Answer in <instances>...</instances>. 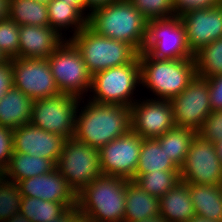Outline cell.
Returning <instances> with one entry per match:
<instances>
[{
    "label": "cell",
    "instance_id": "cell-1",
    "mask_svg": "<svg viewBox=\"0 0 222 222\" xmlns=\"http://www.w3.org/2000/svg\"><path fill=\"white\" fill-rule=\"evenodd\" d=\"M80 106L79 103L73 137L88 146L100 150L131 129L130 106L98 103L90 99Z\"/></svg>",
    "mask_w": 222,
    "mask_h": 222
},
{
    "label": "cell",
    "instance_id": "cell-2",
    "mask_svg": "<svg viewBox=\"0 0 222 222\" xmlns=\"http://www.w3.org/2000/svg\"><path fill=\"white\" fill-rule=\"evenodd\" d=\"M147 23L129 0L94 9L87 18V26L98 35L129 43L139 53L145 44Z\"/></svg>",
    "mask_w": 222,
    "mask_h": 222
},
{
    "label": "cell",
    "instance_id": "cell-3",
    "mask_svg": "<svg viewBox=\"0 0 222 222\" xmlns=\"http://www.w3.org/2000/svg\"><path fill=\"white\" fill-rule=\"evenodd\" d=\"M140 79L142 87L153 93L154 99L172 100L195 78L193 58L157 59L140 52ZM157 96V97H156Z\"/></svg>",
    "mask_w": 222,
    "mask_h": 222
},
{
    "label": "cell",
    "instance_id": "cell-4",
    "mask_svg": "<svg viewBox=\"0 0 222 222\" xmlns=\"http://www.w3.org/2000/svg\"><path fill=\"white\" fill-rule=\"evenodd\" d=\"M129 181L110 175L95 178L77 194L78 212L95 222H124Z\"/></svg>",
    "mask_w": 222,
    "mask_h": 222
},
{
    "label": "cell",
    "instance_id": "cell-5",
    "mask_svg": "<svg viewBox=\"0 0 222 222\" xmlns=\"http://www.w3.org/2000/svg\"><path fill=\"white\" fill-rule=\"evenodd\" d=\"M91 75L134 61L139 52L129 43L98 35L88 26L69 36Z\"/></svg>",
    "mask_w": 222,
    "mask_h": 222
},
{
    "label": "cell",
    "instance_id": "cell-6",
    "mask_svg": "<svg viewBox=\"0 0 222 222\" xmlns=\"http://www.w3.org/2000/svg\"><path fill=\"white\" fill-rule=\"evenodd\" d=\"M140 63L138 57L131 63L99 71L92 75L88 99L93 102L132 106L138 100L133 95L139 85Z\"/></svg>",
    "mask_w": 222,
    "mask_h": 222
},
{
    "label": "cell",
    "instance_id": "cell-7",
    "mask_svg": "<svg viewBox=\"0 0 222 222\" xmlns=\"http://www.w3.org/2000/svg\"><path fill=\"white\" fill-rule=\"evenodd\" d=\"M47 60L60 93L80 98L88 95L92 75L88 72L80 51L69 38Z\"/></svg>",
    "mask_w": 222,
    "mask_h": 222
},
{
    "label": "cell",
    "instance_id": "cell-8",
    "mask_svg": "<svg viewBox=\"0 0 222 222\" xmlns=\"http://www.w3.org/2000/svg\"><path fill=\"white\" fill-rule=\"evenodd\" d=\"M56 169L76 194L102 175L99 150L68 138L56 163Z\"/></svg>",
    "mask_w": 222,
    "mask_h": 222
},
{
    "label": "cell",
    "instance_id": "cell-9",
    "mask_svg": "<svg viewBox=\"0 0 222 222\" xmlns=\"http://www.w3.org/2000/svg\"><path fill=\"white\" fill-rule=\"evenodd\" d=\"M79 103L83 105L84 98L64 93L34 100L31 123L66 139L72 138L75 132V116Z\"/></svg>",
    "mask_w": 222,
    "mask_h": 222
},
{
    "label": "cell",
    "instance_id": "cell-10",
    "mask_svg": "<svg viewBox=\"0 0 222 222\" xmlns=\"http://www.w3.org/2000/svg\"><path fill=\"white\" fill-rule=\"evenodd\" d=\"M142 51L157 59L194 57L186 41L184 26L177 16L149 21Z\"/></svg>",
    "mask_w": 222,
    "mask_h": 222
},
{
    "label": "cell",
    "instance_id": "cell-11",
    "mask_svg": "<svg viewBox=\"0 0 222 222\" xmlns=\"http://www.w3.org/2000/svg\"><path fill=\"white\" fill-rule=\"evenodd\" d=\"M179 173L184 183L222 185V162L216 144L196 134Z\"/></svg>",
    "mask_w": 222,
    "mask_h": 222
},
{
    "label": "cell",
    "instance_id": "cell-12",
    "mask_svg": "<svg viewBox=\"0 0 222 222\" xmlns=\"http://www.w3.org/2000/svg\"><path fill=\"white\" fill-rule=\"evenodd\" d=\"M13 87L33 101L60 94L47 59L12 58Z\"/></svg>",
    "mask_w": 222,
    "mask_h": 222
},
{
    "label": "cell",
    "instance_id": "cell-13",
    "mask_svg": "<svg viewBox=\"0 0 222 222\" xmlns=\"http://www.w3.org/2000/svg\"><path fill=\"white\" fill-rule=\"evenodd\" d=\"M170 102L175 125L191 128L197 132L212 112L208 81L196 75L189 85Z\"/></svg>",
    "mask_w": 222,
    "mask_h": 222
},
{
    "label": "cell",
    "instance_id": "cell-14",
    "mask_svg": "<svg viewBox=\"0 0 222 222\" xmlns=\"http://www.w3.org/2000/svg\"><path fill=\"white\" fill-rule=\"evenodd\" d=\"M143 139L131 129L99 150L102 175L132 180L137 169Z\"/></svg>",
    "mask_w": 222,
    "mask_h": 222
},
{
    "label": "cell",
    "instance_id": "cell-15",
    "mask_svg": "<svg viewBox=\"0 0 222 222\" xmlns=\"http://www.w3.org/2000/svg\"><path fill=\"white\" fill-rule=\"evenodd\" d=\"M145 99L140 98L131 106L132 131L142 139H153L176 126L170 100L153 99V97Z\"/></svg>",
    "mask_w": 222,
    "mask_h": 222
},
{
    "label": "cell",
    "instance_id": "cell-16",
    "mask_svg": "<svg viewBox=\"0 0 222 222\" xmlns=\"http://www.w3.org/2000/svg\"><path fill=\"white\" fill-rule=\"evenodd\" d=\"M66 140L65 137L43 130L31 122L13 130L14 152L47 158L55 165Z\"/></svg>",
    "mask_w": 222,
    "mask_h": 222
},
{
    "label": "cell",
    "instance_id": "cell-17",
    "mask_svg": "<svg viewBox=\"0 0 222 222\" xmlns=\"http://www.w3.org/2000/svg\"><path fill=\"white\" fill-rule=\"evenodd\" d=\"M179 18L193 55L202 47L222 38V3L213 8L190 11Z\"/></svg>",
    "mask_w": 222,
    "mask_h": 222
},
{
    "label": "cell",
    "instance_id": "cell-18",
    "mask_svg": "<svg viewBox=\"0 0 222 222\" xmlns=\"http://www.w3.org/2000/svg\"><path fill=\"white\" fill-rule=\"evenodd\" d=\"M22 197L64 203L69 208L77 207V194L55 168L50 173L36 175L17 182Z\"/></svg>",
    "mask_w": 222,
    "mask_h": 222
},
{
    "label": "cell",
    "instance_id": "cell-19",
    "mask_svg": "<svg viewBox=\"0 0 222 222\" xmlns=\"http://www.w3.org/2000/svg\"><path fill=\"white\" fill-rule=\"evenodd\" d=\"M64 40V37L50 26L21 25L19 58L47 59Z\"/></svg>",
    "mask_w": 222,
    "mask_h": 222
},
{
    "label": "cell",
    "instance_id": "cell-20",
    "mask_svg": "<svg viewBox=\"0 0 222 222\" xmlns=\"http://www.w3.org/2000/svg\"><path fill=\"white\" fill-rule=\"evenodd\" d=\"M33 100L11 87L0 99V126L14 130L31 122Z\"/></svg>",
    "mask_w": 222,
    "mask_h": 222
},
{
    "label": "cell",
    "instance_id": "cell-21",
    "mask_svg": "<svg viewBox=\"0 0 222 222\" xmlns=\"http://www.w3.org/2000/svg\"><path fill=\"white\" fill-rule=\"evenodd\" d=\"M160 216L167 222H188L195 214L189 184L180 181L159 199Z\"/></svg>",
    "mask_w": 222,
    "mask_h": 222
},
{
    "label": "cell",
    "instance_id": "cell-22",
    "mask_svg": "<svg viewBox=\"0 0 222 222\" xmlns=\"http://www.w3.org/2000/svg\"><path fill=\"white\" fill-rule=\"evenodd\" d=\"M160 215L159 198L142 190L136 183L126 185L124 222H138Z\"/></svg>",
    "mask_w": 222,
    "mask_h": 222
},
{
    "label": "cell",
    "instance_id": "cell-23",
    "mask_svg": "<svg viewBox=\"0 0 222 222\" xmlns=\"http://www.w3.org/2000/svg\"><path fill=\"white\" fill-rule=\"evenodd\" d=\"M195 214L222 222V185L189 184Z\"/></svg>",
    "mask_w": 222,
    "mask_h": 222
},
{
    "label": "cell",
    "instance_id": "cell-24",
    "mask_svg": "<svg viewBox=\"0 0 222 222\" xmlns=\"http://www.w3.org/2000/svg\"><path fill=\"white\" fill-rule=\"evenodd\" d=\"M55 168L56 165L47 158L13 152L2 176L7 180L18 182L50 173Z\"/></svg>",
    "mask_w": 222,
    "mask_h": 222
},
{
    "label": "cell",
    "instance_id": "cell-25",
    "mask_svg": "<svg viewBox=\"0 0 222 222\" xmlns=\"http://www.w3.org/2000/svg\"><path fill=\"white\" fill-rule=\"evenodd\" d=\"M49 26L55 29L60 35L65 37L61 31L71 28L75 35L78 31L87 26V15H85L76 5L62 0H52L47 4ZM74 28V29H73ZM66 29V30H65Z\"/></svg>",
    "mask_w": 222,
    "mask_h": 222
},
{
    "label": "cell",
    "instance_id": "cell-26",
    "mask_svg": "<svg viewBox=\"0 0 222 222\" xmlns=\"http://www.w3.org/2000/svg\"><path fill=\"white\" fill-rule=\"evenodd\" d=\"M179 171V168L167 156L164 148L160 147L159 142L155 138L143 139L140 149L134 181L138 176L149 172L160 171Z\"/></svg>",
    "mask_w": 222,
    "mask_h": 222
},
{
    "label": "cell",
    "instance_id": "cell-27",
    "mask_svg": "<svg viewBox=\"0 0 222 222\" xmlns=\"http://www.w3.org/2000/svg\"><path fill=\"white\" fill-rule=\"evenodd\" d=\"M197 132L191 128L173 127L163 135L155 138L165 153L180 168L184 163L190 144Z\"/></svg>",
    "mask_w": 222,
    "mask_h": 222
},
{
    "label": "cell",
    "instance_id": "cell-28",
    "mask_svg": "<svg viewBox=\"0 0 222 222\" xmlns=\"http://www.w3.org/2000/svg\"><path fill=\"white\" fill-rule=\"evenodd\" d=\"M9 19L19 26H49L47 4L37 0H11Z\"/></svg>",
    "mask_w": 222,
    "mask_h": 222
},
{
    "label": "cell",
    "instance_id": "cell-29",
    "mask_svg": "<svg viewBox=\"0 0 222 222\" xmlns=\"http://www.w3.org/2000/svg\"><path fill=\"white\" fill-rule=\"evenodd\" d=\"M69 207L64 203L22 197L20 213L31 222H52L62 216Z\"/></svg>",
    "mask_w": 222,
    "mask_h": 222
},
{
    "label": "cell",
    "instance_id": "cell-30",
    "mask_svg": "<svg viewBox=\"0 0 222 222\" xmlns=\"http://www.w3.org/2000/svg\"><path fill=\"white\" fill-rule=\"evenodd\" d=\"M196 74L209 78L222 74V38L202 47L194 54Z\"/></svg>",
    "mask_w": 222,
    "mask_h": 222
},
{
    "label": "cell",
    "instance_id": "cell-31",
    "mask_svg": "<svg viewBox=\"0 0 222 222\" xmlns=\"http://www.w3.org/2000/svg\"><path fill=\"white\" fill-rule=\"evenodd\" d=\"M181 181L179 171L149 172L138 176L133 182L150 195L161 198Z\"/></svg>",
    "mask_w": 222,
    "mask_h": 222
},
{
    "label": "cell",
    "instance_id": "cell-32",
    "mask_svg": "<svg viewBox=\"0 0 222 222\" xmlns=\"http://www.w3.org/2000/svg\"><path fill=\"white\" fill-rule=\"evenodd\" d=\"M22 194L17 182L0 175V222L20 213Z\"/></svg>",
    "mask_w": 222,
    "mask_h": 222
},
{
    "label": "cell",
    "instance_id": "cell-33",
    "mask_svg": "<svg viewBox=\"0 0 222 222\" xmlns=\"http://www.w3.org/2000/svg\"><path fill=\"white\" fill-rule=\"evenodd\" d=\"M149 22L174 17V0H129Z\"/></svg>",
    "mask_w": 222,
    "mask_h": 222
},
{
    "label": "cell",
    "instance_id": "cell-34",
    "mask_svg": "<svg viewBox=\"0 0 222 222\" xmlns=\"http://www.w3.org/2000/svg\"><path fill=\"white\" fill-rule=\"evenodd\" d=\"M20 26L11 19L0 21V49L9 59L19 58Z\"/></svg>",
    "mask_w": 222,
    "mask_h": 222
},
{
    "label": "cell",
    "instance_id": "cell-35",
    "mask_svg": "<svg viewBox=\"0 0 222 222\" xmlns=\"http://www.w3.org/2000/svg\"><path fill=\"white\" fill-rule=\"evenodd\" d=\"M197 135L203 140L217 143L222 140V110L212 111L205 119Z\"/></svg>",
    "mask_w": 222,
    "mask_h": 222
},
{
    "label": "cell",
    "instance_id": "cell-36",
    "mask_svg": "<svg viewBox=\"0 0 222 222\" xmlns=\"http://www.w3.org/2000/svg\"><path fill=\"white\" fill-rule=\"evenodd\" d=\"M222 3V0H174V14L177 17L200 9H209Z\"/></svg>",
    "mask_w": 222,
    "mask_h": 222
},
{
    "label": "cell",
    "instance_id": "cell-37",
    "mask_svg": "<svg viewBox=\"0 0 222 222\" xmlns=\"http://www.w3.org/2000/svg\"><path fill=\"white\" fill-rule=\"evenodd\" d=\"M13 152V130L0 126V175L6 170Z\"/></svg>",
    "mask_w": 222,
    "mask_h": 222
},
{
    "label": "cell",
    "instance_id": "cell-38",
    "mask_svg": "<svg viewBox=\"0 0 222 222\" xmlns=\"http://www.w3.org/2000/svg\"><path fill=\"white\" fill-rule=\"evenodd\" d=\"M205 79L209 83L210 106L212 111L222 110V74Z\"/></svg>",
    "mask_w": 222,
    "mask_h": 222
},
{
    "label": "cell",
    "instance_id": "cell-39",
    "mask_svg": "<svg viewBox=\"0 0 222 222\" xmlns=\"http://www.w3.org/2000/svg\"><path fill=\"white\" fill-rule=\"evenodd\" d=\"M13 87V73L11 59L0 64V99Z\"/></svg>",
    "mask_w": 222,
    "mask_h": 222
},
{
    "label": "cell",
    "instance_id": "cell-40",
    "mask_svg": "<svg viewBox=\"0 0 222 222\" xmlns=\"http://www.w3.org/2000/svg\"><path fill=\"white\" fill-rule=\"evenodd\" d=\"M85 1H86V11H87V17H88L89 13L92 10L111 4L117 0H85Z\"/></svg>",
    "mask_w": 222,
    "mask_h": 222
},
{
    "label": "cell",
    "instance_id": "cell-41",
    "mask_svg": "<svg viewBox=\"0 0 222 222\" xmlns=\"http://www.w3.org/2000/svg\"><path fill=\"white\" fill-rule=\"evenodd\" d=\"M78 213L77 207L69 208L62 216L52 222H72L73 217Z\"/></svg>",
    "mask_w": 222,
    "mask_h": 222
},
{
    "label": "cell",
    "instance_id": "cell-42",
    "mask_svg": "<svg viewBox=\"0 0 222 222\" xmlns=\"http://www.w3.org/2000/svg\"><path fill=\"white\" fill-rule=\"evenodd\" d=\"M10 1L11 0H0V21H4L9 18Z\"/></svg>",
    "mask_w": 222,
    "mask_h": 222
},
{
    "label": "cell",
    "instance_id": "cell-43",
    "mask_svg": "<svg viewBox=\"0 0 222 222\" xmlns=\"http://www.w3.org/2000/svg\"><path fill=\"white\" fill-rule=\"evenodd\" d=\"M67 3H71L72 5H76L85 15L86 13V1L85 0H62Z\"/></svg>",
    "mask_w": 222,
    "mask_h": 222
},
{
    "label": "cell",
    "instance_id": "cell-44",
    "mask_svg": "<svg viewBox=\"0 0 222 222\" xmlns=\"http://www.w3.org/2000/svg\"><path fill=\"white\" fill-rule=\"evenodd\" d=\"M4 222H31V220H28L24 215L18 213L14 214L10 219Z\"/></svg>",
    "mask_w": 222,
    "mask_h": 222
},
{
    "label": "cell",
    "instance_id": "cell-45",
    "mask_svg": "<svg viewBox=\"0 0 222 222\" xmlns=\"http://www.w3.org/2000/svg\"><path fill=\"white\" fill-rule=\"evenodd\" d=\"M72 222H95L93 219L88 218L79 212L73 217Z\"/></svg>",
    "mask_w": 222,
    "mask_h": 222
},
{
    "label": "cell",
    "instance_id": "cell-46",
    "mask_svg": "<svg viewBox=\"0 0 222 222\" xmlns=\"http://www.w3.org/2000/svg\"><path fill=\"white\" fill-rule=\"evenodd\" d=\"M188 222H218V221L194 215Z\"/></svg>",
    "mask_w": 222,
    "mask_h": 222
},
{
    "label": "cell",
    "instance_id": "cell-47",
    "mask_svg": "<svg viewBox=\"0 0 222 222\" xmlns=\"http://www.w3.org/2000/svg\"><path fill=\"white\" fill-rule=\"evenodd\" d=\"M138 222H167V221L163 219L160 215H158V216L148 218L146 220L138 221Z\"/></svg>",
    "mask_w": 222,
    "mask_h": 222
},
{
    "label": "cell",
    "instance_id": "cell-48",
    "mask_svg": "<svg viewBox=\"0 0 222 222\" xmlns=\"http://www.w3.org/2000/svg\"><path fill=\"white\" fill-rule=\"evenodd\" d=\"M216 144V148H217V152H218V156L222 162V140L218 141Z\"/></svg>",
    "mask_w": 222,
    "mask_h": 222
},
{
    "label": "cell",
    "instance_id": "cell-49",
    "mask_svg": "<svg viewBox=\"0 0 222 222\" xmlns=\"http://www.w3.org/2000/svg\"><path fill=\"white\" fill-rule=\"evenodd\" d=\"M8 60L9 58L7 57V55H5V53H3V51L0 49V64H3Z\"/></svg>",
    "mask_w": 222,
    "mask_h": 222
},
{
    "label": "cell",
    "instance_id": "cell-50",
    "mask_svg": "<svg viewBox=\"0 0 222 222\" xmlns=\"http://www.w3.org/2000/svg\"><path fill=\"white\" fill-rule=\"evenodd\" d=\"M41 3H46V4H49L52 0H37Z\"/></svg>",
    "mask_w": 222,
    "mask_h": 222
}]
</instances>
